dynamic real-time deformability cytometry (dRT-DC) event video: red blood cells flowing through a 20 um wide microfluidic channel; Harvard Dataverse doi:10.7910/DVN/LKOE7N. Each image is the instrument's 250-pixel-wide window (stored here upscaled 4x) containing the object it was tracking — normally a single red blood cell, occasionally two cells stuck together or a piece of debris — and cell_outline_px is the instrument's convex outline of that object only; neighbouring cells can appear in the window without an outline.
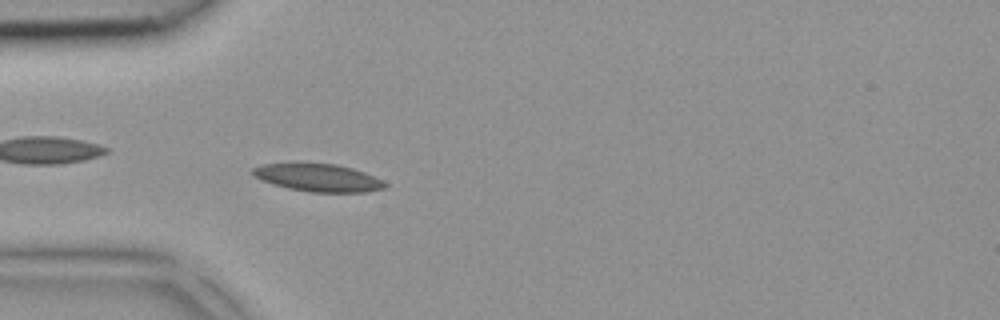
{"species": "common noctule bat (a hibernating species)", "species_latin": "Nyctalus noctula", "temperature_condition": "room temperature", "stored_images_in_passage": 4, "camera_frame_rate_fps": 3000, "um_per_image_px": 0.085, "animal": {"sex": "female", "body_mass_g": 18.4}, "frame": {"image": 1, "passage_image": 4, "time_ms": 1.0, "image_size_px": [1000, 320], "cell_outline_px": [[388, 184], [384, 188], [368, 192], [312, 192], [288, 188], [272, 184], [252, 176], [252, 168], [264, 164], [296, 160], [336, 164], [352, 168], [364, 172], [384, 180]], "centroid_in_image_um": [27.0, 15.06], "position_along_channel_um": 58.0, "area_um2": 22.2}}